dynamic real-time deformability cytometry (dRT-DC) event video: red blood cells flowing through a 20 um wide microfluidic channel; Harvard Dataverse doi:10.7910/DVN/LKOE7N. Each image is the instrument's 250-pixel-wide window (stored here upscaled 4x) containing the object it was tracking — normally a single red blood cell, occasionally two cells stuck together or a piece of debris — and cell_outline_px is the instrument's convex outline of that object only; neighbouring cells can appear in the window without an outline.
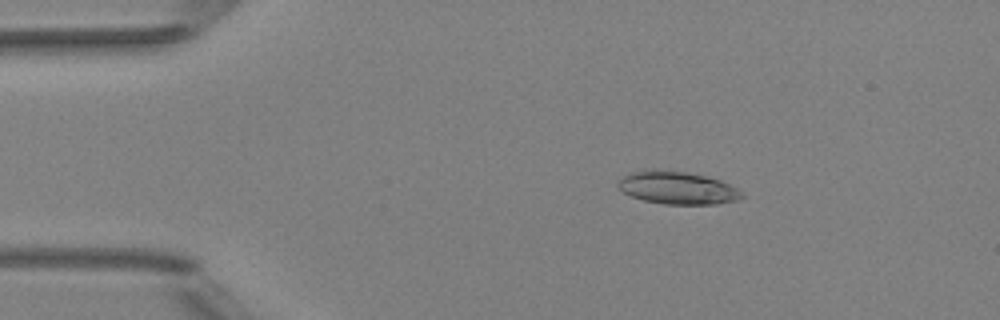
{"species": "Egyptian fruit bat (a non-hibernating species)", "species_latin": "Rousettus aegyptiacus", "temperature_condition": "room temperature", "stored_images_in_passage": 50, "camera_frame_rate_fps": 3000, "um_per_image_px": 0.085, "animal": {"sex": "female"}, "frame": {"image": 1, "passage_image": 8, "time_ms": 2.333, "image_size_px": [1000, 320], "cell_outline_px": [[744, 196], [736, 200], [716, 204], [664, 204], [644, 200], [632, 196], [624, 192], [616, 184], [628, 172], [684, 172], [704, 176], [720, 180], [736, 188]], "centroid_in_image_um": [57.6, 16.0], "position_along_channel_um": 27.4, "area_um2": 22.6}}
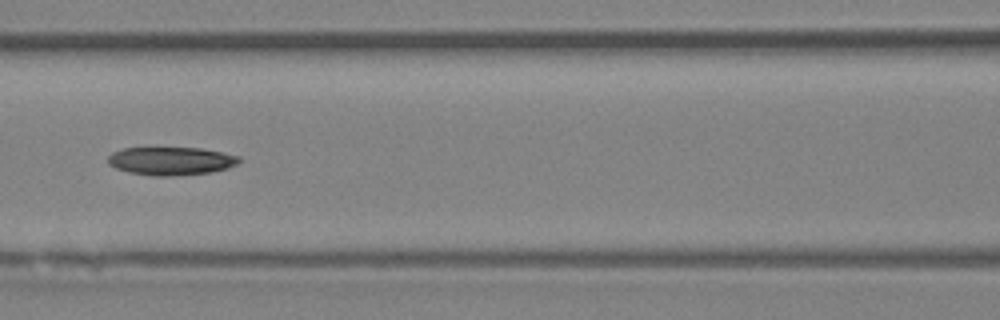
{"frame": {"image": 2, "passage_image": 22, "time_ms": 7.0, "image_size_px": [1000, 320], "cell_outline_px": [[240, 160], [236, 164], [228, 168], [208, 172], [168, 176], [152, 176], [128, 172], [116, 168], [108, 164], [108, 156], [112, 152], [124, 148], [200, 148], [240, 156]], "centroid_in_image_um": [14.5, 13.68], "position_along_channel_um": 152.1, "area_um2": 21.33}}
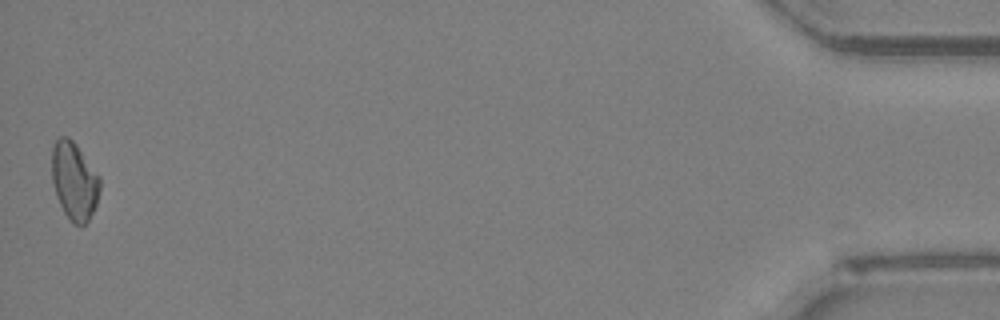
{"frame": {"image": 3, "passage_image": 50, "time_ms": 16.333, "image_size_px": [1000, 320], "cell_outline_px": [[100, 188], [96, 204], [88, 220], [80, 228], [72, 224], [64, 212], [56, 196], [52, 180], [52, 148], [56, 140], [60, 136], [68, 136], [76, 144], [100, 176]], "centroid_in_image_um": [6.31, 15.39], "position_along_channel_um": 428.9, "area_um2": 21.91}}